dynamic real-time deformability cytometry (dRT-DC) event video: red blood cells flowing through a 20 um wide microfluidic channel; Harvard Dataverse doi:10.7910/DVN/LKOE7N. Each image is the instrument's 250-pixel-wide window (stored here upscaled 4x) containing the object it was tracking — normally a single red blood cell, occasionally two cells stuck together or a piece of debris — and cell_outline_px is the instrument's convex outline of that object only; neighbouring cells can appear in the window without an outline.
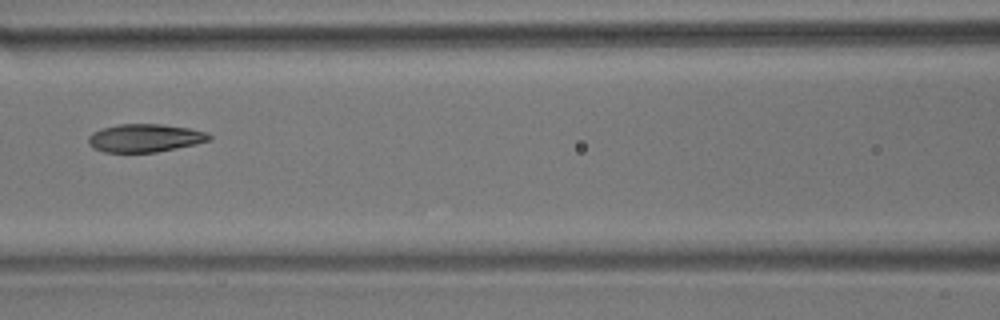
{"species": "common noctule bat (a hibernating species)", "species_latin": "Nyctalus noctula", "temperature_condition": "room temperature", "stored_images_in_passage": 11, "camera_frame_rate_fps": 3000, "um_per_image_px": 0.085, "animal": {"sex": "male", "body_mass_g": 17.9}, "frame": {"image": 1, "passage_image": 4, "time_ms": 4.333, "image_size_px": [1000, 320], "cell_outline_px": [[212, 140], [196, 144], [156, 152], [104, 152], [92, 148], [88, 144], [88, 136], [92, 132], [104, 128], [120, 124], [160, 124], [188, 128], [208, 132], [212, 136]], "centroid_in_image_um": [12.33, 11.73], "position_along_channel_um": 154.3, "area_um2": 19.83}}
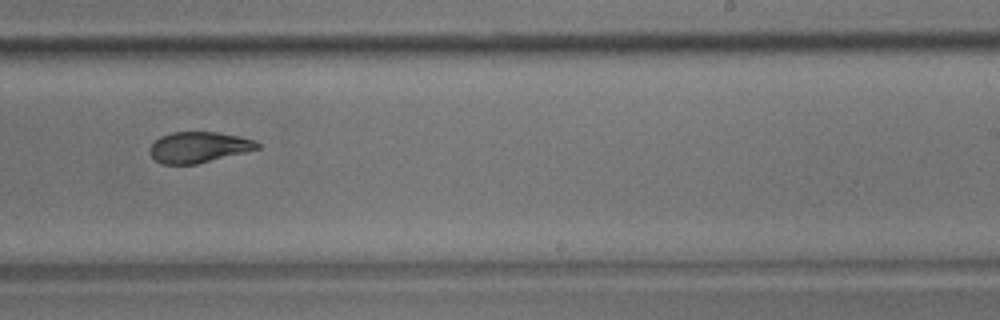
{"frame": {"image": 2, "passage_image": 7, "time_ms": 7.667, "image_size_px": [1000, 320], "cell_outline_px": [[260, 148], [196, 164], [160, 164], [148, 152], [148, 148], [160, 136], [172, 132], [216, 132], [240, 136], [252, 140], [260, 144]], "centroid_in_image_um": [16.84, 12.51], "position_along_channel_um": 272.2, "area_um2": 19.19}}
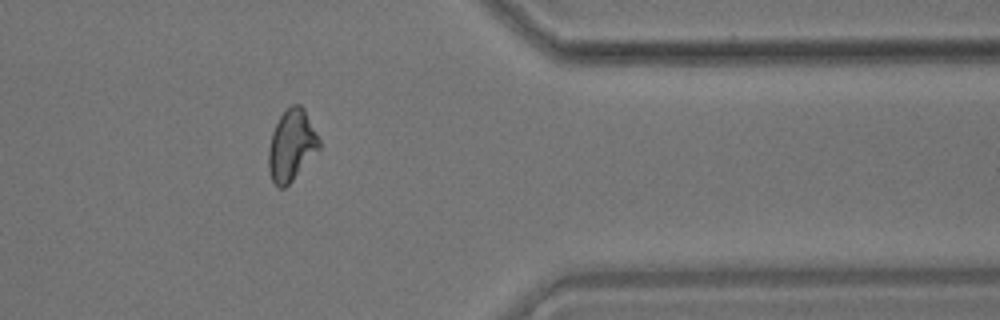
{"frame": {"image": 3, "passage_image": 10, "time_ms": 11.333, "image_size_px": [1000, 320], "cell_outline_px": [[320, 148], [292, 180], [284, 188], [280, 188], [272, 180], [268, 168], [268, 148], [272, 132], [280, 116], [292, 104], [300, 104], [304, 108], [320, 140]], "centroid_in_image_um": [24.77, 12.34], "position_along_channel_um": 386.6, "area_um2": 20.75}, "authors_computed_cell_mechanics": {"area_um2": 20.23, "velocity_mm_per_s": 3.5499, "shape_relaxation_time_tau1_ms": 4.43, "shape_relaxation_time_tau2_ms": 2.4127, "deformation_change_tau1": 0.1319, "deformation_change_tau2": 0.0646}}